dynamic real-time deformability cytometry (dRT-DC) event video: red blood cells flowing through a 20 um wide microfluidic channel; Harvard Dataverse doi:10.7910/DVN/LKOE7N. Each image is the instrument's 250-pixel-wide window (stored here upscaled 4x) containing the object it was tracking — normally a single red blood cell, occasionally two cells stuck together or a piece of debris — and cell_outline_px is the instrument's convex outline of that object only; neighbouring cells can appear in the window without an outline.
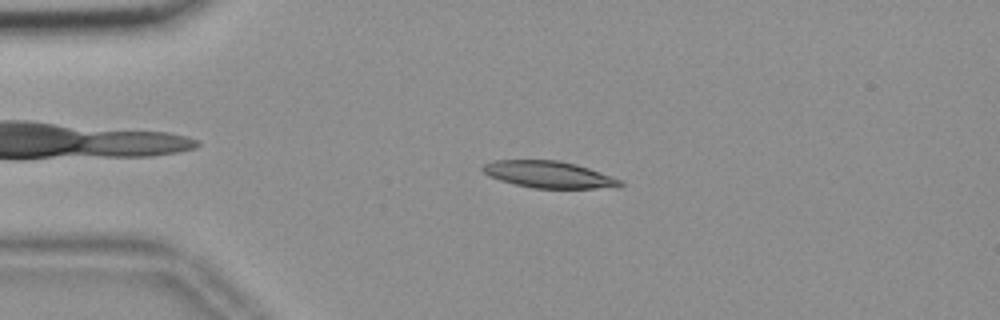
{"species": "common noctule bat (a hibernating species)", "species_latin": "Nyctalus noctula", "temperature_condition": "room temperature", "stored_images_in_passage": 49, "camera_frame_rate_fps": 3000, "um_per_image_px": 0.085, "animal": {"sex": "female", "body_mass_g": 18.4}, "frame": {"image": 1, "passage_image": 6, "time_ms": 1.667, "image_size_px": [1000, 320], "cell_outline_px": [[624, 184], [620, 188], [532, 188], [500, 180], [488, 176], [480, 168], [484, 164], [492, 160], [556, 160], [576, 164], [624, 180]], "centroid_in_image_um": [46.69, 14.84], "position_along_channel_um": 38.3, "area_um2": 21.62}}
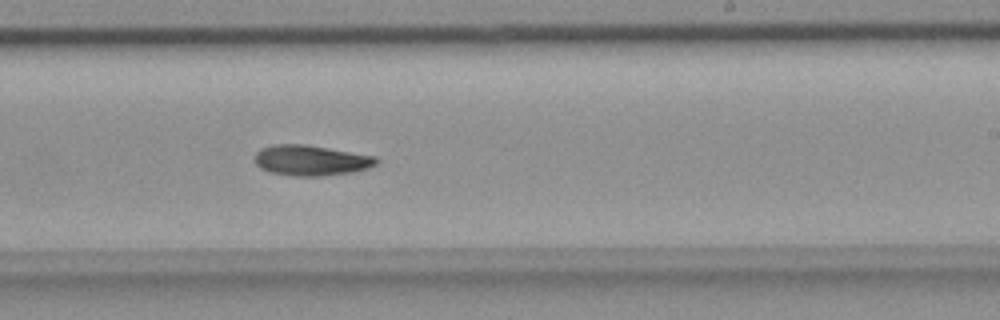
{"frame": {"image": 2, "passage_image": 27, "time_ms": 8.667, "image_size_px": [1000, 320], "cell_outline_px": [[380, 160], [376, 164], [368, 168], [352, 172], [324, 176], [292, 176], [268, 172], [260, 168], [256, 164], [256, 152], [260, 148], [272, 144], [304, 144], [376, 156]], "centroid_in_image_um": [26.42, 13.63], "position_along_channel_um": 262.6, "area_um2": 21.73}}
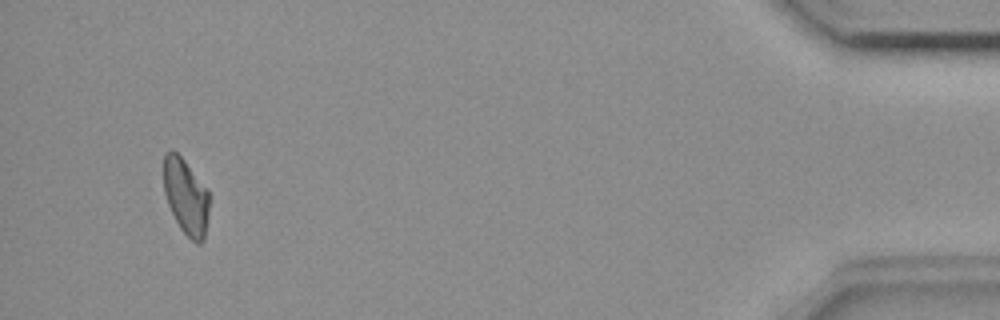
{"frame": {"image": 3, "passage_image": 46, "time_ms": 15.0, "image_size_px": [1000, 320], "cell_outline_px": [[208, 216], [204, 240], [200, 244], [196, 244], [180, 228], [168, 204], [164, 192], [164, 152], [172, 148], [184, 160], [208, 192]], "centroid_in_image_um": [15.78, 16.71], "position_along_channel_um": 419.4, "area_um2": 19.83}}